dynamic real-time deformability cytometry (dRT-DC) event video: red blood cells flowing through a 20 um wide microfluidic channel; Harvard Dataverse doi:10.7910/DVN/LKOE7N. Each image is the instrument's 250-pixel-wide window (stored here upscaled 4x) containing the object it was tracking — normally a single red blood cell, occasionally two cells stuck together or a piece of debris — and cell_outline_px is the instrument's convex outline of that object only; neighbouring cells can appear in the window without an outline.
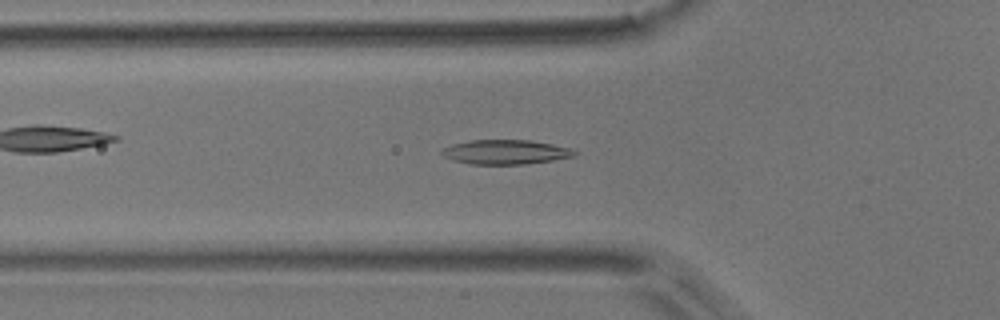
{"species": "common noctule bat (a hibernating species)", "species_latin": "Nyctalus noctula", "temperature_condition": "room temperature", "stored_images_in_passage": 53, "camera_frame_rate_fps": 3000, "um_per_image_px": 0.085, "animal": {"sex": "male", "body_mass_g": 17.9}, "frame": {"image": 1, "passage_image": 17, "time_ms": 5.333, "image_size_px": [1000, 320], "cell_outline_px": [[580, 152], [576, 156], [552, 160], [524, 164], [468, 164], [452, 160], [444, 156], [440, 152], [444, 148], [452, 144], [468, 140], [528, 140], [576, 148]], "centroid_in_image_um": [43.03, 12.92], "position_along_channel_um": 82.8, "area_um2": 19.13}}
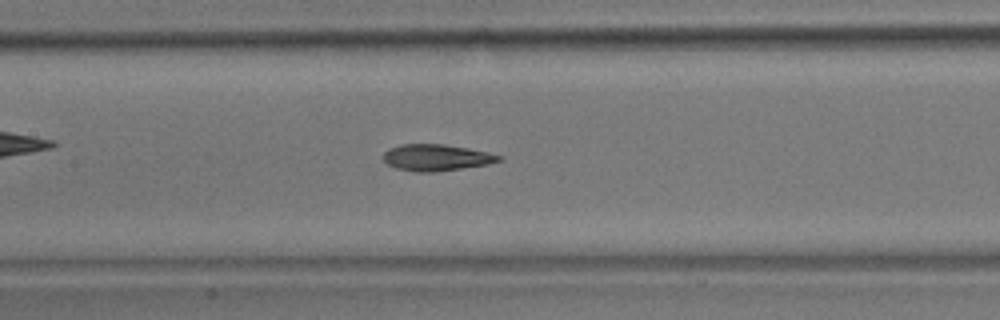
{"frame": {"image": 2, "passage_image": 24, "time_ms": 7.667, "image_size_px": [1000, 320], "cell_outline_px": [[504, 160], [488, 164], [436, 172], [412, 172], [396, 168], [388, 164], [384, 160], [384, 152], [388, 148], [400, 144], [444, 144], [468, 148], [488, 152], [504, 156]], "centroid_in_image_um": [37.11, 13.39], "position_along_channel_um": 170.3, "area_um2": 18.03}}
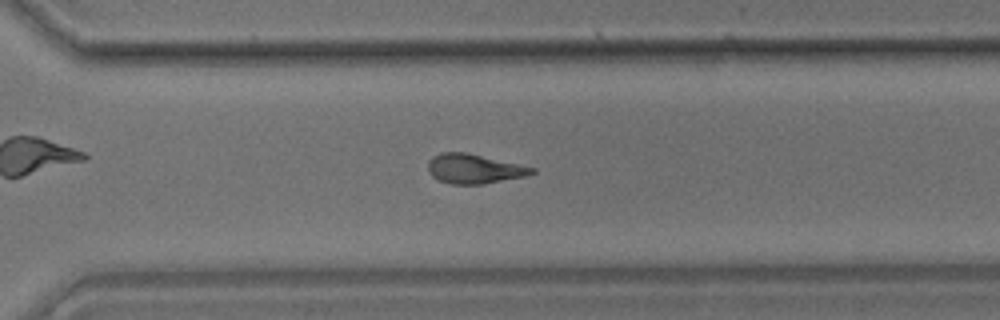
{"frame": {"image": 3, "passage_image": 37, "time_ms": 12.0, "image_size_px": [1000, 320], "cell_outline_px": [[536, 172], [528, 176], [484, 184], [452, 184], [440, 180], [432, 176], [428, 172], [428, 160], [432, 156], [440, 152], [464, 152], [536, 168]], "centroid_in_image_um": [40.3, 14.35], "position_along_channel_um": 330.3, "area_um2": 17.86}, "authors_computed_cell_mechanics": {"area_um2": 18.2648, "velocity_mm_per_s": 3.7084, "shape_relaxation_time_tau1_ms": 5.3503, "shape_relaxation_time_tau2_ms": 2.4756, "deformation_change_tau1": 0.161, "deformation_change_tau2": 0.0944}}